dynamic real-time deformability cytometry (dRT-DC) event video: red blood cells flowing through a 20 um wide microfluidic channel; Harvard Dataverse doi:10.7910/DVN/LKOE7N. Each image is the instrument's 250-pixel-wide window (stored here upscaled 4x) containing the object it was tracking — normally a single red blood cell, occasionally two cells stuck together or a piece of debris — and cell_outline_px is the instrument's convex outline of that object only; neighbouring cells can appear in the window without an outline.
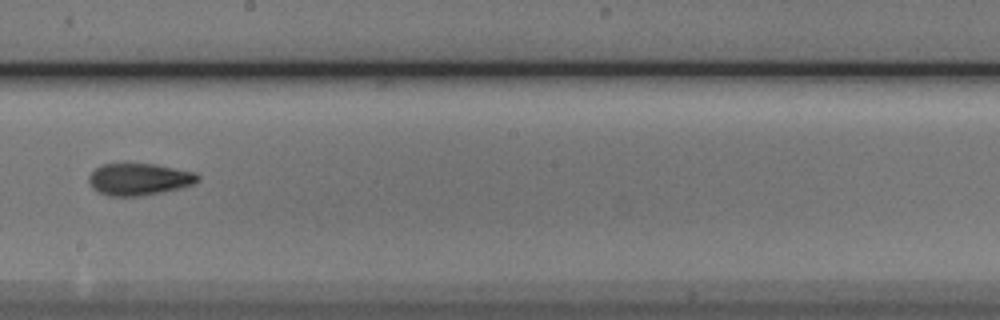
{"species": "Egyptian fruit bat (a non-hibernating species)", "species_latin": "Rousettus aegyptiacus", "temperature_condition": "cold", "stored_images_in_passage": 16, "camera_frame_rate_fps": 3000, "um_per_image_px": 0.085, "animal": {"sex": "male"}, "frame": {"image": 1, "passage_image": 10, "time_ms": 11.333, "image_size_px": [1000, 320], "cell_outline_px": [[200, 180], [192, 184], [180, 188], [140, 196], [108, 196], [96, 192], [92, 188], [88, 180], [88, 176], [100, 164], [156, 164], [196, 172], [200, 176]], "centroid_in_image_um": [11.81, 15.24], "position_along_channel_um": 236.4, "area_um2": 20.4}}
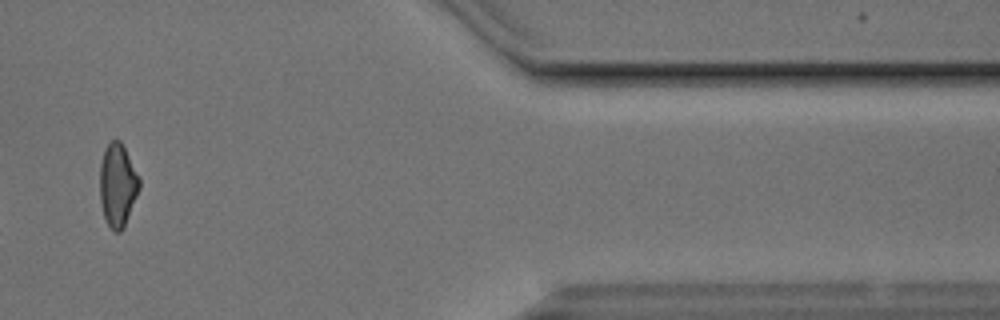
{"frame": {"image": 2, "passage_image": 14, "time_ms": 16.667, "image_size_px": [1000, 320], "cell_outline_px": [[140, 188], [124, 224], [120, 232], [116, 232], [108, 224], [104, 216], [100, 200], [100, 164], [104, 148], [112, 140], [120, 140], [140, 176]], "centroid_in_image_um": [10.0, 15.68], "position_along_channel_um": 401.4, "area_um2": 18.9}, "authors_computed_cell_mechanics": {"area_um2": 19.1896, "velocity_mm_per_s": 3.8172, "shape_relaxation_time_tau1_ms": null, "shape_relaxation_time_tau2_ms": 2.6668, "deformation_change_tau1": null, "deformation_change_tau2": 0.0902}}